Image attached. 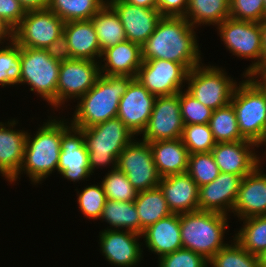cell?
Here are the masks:
<instances>
[{"mask_svg":"<svg viewBox=\"0 0 266 267\" xmlns=\"http://www.w3.org/2000/svg\"><path fill=\"white\" fill-rule=\"evenodd\" d=\"M159 187L172 213L198 210L199 187L187 172L160 178Z\"/></svg>","mask_w":266,"mask_h":267,"instance_id":"cell-23","label":"cell"},{"mask_svg":"<svg viewBox=\"0 0 266 267\" xmlns=\"http://www.w3.org/2000/svg\"><path fill=\"white\" fill-rule=\"evenodd\" d=\"M16 122L15 119L7 124L0 122V174L10 183L19 178L28 134L24 130L15 129Z\"/></svg>","mask_w":266,"mask_h":267,"instance_id":"cell-22","label":"cell"},{"mask_svg":"<svg viewBox=\"0 0 266 267\" xmlns=\"http://www.w3.org/2000/svg\"><path fill=\"white\" fill-rule=\"evenodd\" d=\"M142 238L146 248L159 258L183 248L179 214L172 213L149 226L143 231Z\"/></svg>","mask_w":266,"mask_h":267,"instance_id":"cell-25","label":"cell"},{"mask_svg":"<svg viewBox=\"0 0 266 267\" xmlns=\"http://www.w3.org/2000/svg\"><path fill=\"white\" fill-rule=\"evenodd\" d=\"M159 176L181 174L187 171L189 152L181 138L149 142Z\"/></svg>","mask_w":266,"mask_h":267,"instance_id":"cell-27","label":"cell"},{"mask_svg":"<svg viewBox=\"0 0 266 267\" xmlns=\"http://www.w3.org/2000/svg\"><path fill=\"white\" fill-rule=\"evenodd\" d=\"M84 144L88 151V164L91 174L95 167L117 168L119 154L135 138V135L119 119L113 118L103 123L81 128Z\"/></svg>","mask_w":266,"mask_h":267,"instance_id":"cell-5","label":"cell"},{"mask_svg":"<svg viewBox=\"0 0 266 267\" xmlns=\"http://www.w3.org/2000/svg\"><path fill=\"white\" fill-rule=\"evenodd\" d=\"M107 222L111 230H128L140 234V219L135 203L106 200L100 220Z\"/></svg>","mask_w":266,"mask_h":267,"instance_id":"cell-31","label":"cell"},{"mask_svg":"<svg viewBox=\"0 0 266 267\" xmlns=\"http://www.w3.org/2000/svg\"><path fill=\"white\" fill-rule=\"evenodd\" d=\"M242 220L244 225L233 238L250 254L259 256L266 250V215Z\"/></svg>","mask_w":266,"mask_h":267,"instance_id":"cell-34","label":"cell"},{"mask_svg":"<svg viewBox=\"0 0 266 267\" xmlns=\"http://www.w3.org/2000/svg\"><path fill=\"white\" fill-rule=\"evenodd\" d=\"M107 0H50L48 9L64 22L90 20Z\"/></svg>","mask_w":266,"mask_h":267,"instance_id":"cell-33","label":"cell"},{"mask_svg":"<svg viewBox=\"0 0 266 267\" xmlns=\"http://www.w3.org/2000/svg\"><path fill=\"white\" fill-rule=\"evenodd\" d=\"M24 10L35 11L48 9L50 0H18Z\"/></svg>","mask_w":266,"mask_h":267,"instance_id":"cell-48","label":"cell"},{"mask_svg":"<svg viewBox=\"0 0 266 267\" xmlns=\"http://www.w3.org/2000/svg\"><path fill=\"white\" fill-rule=\"evenodd\" d=\"M229 17L230 0H188L185 18L194 28L201 24L216 26Z\"/></svg>","mask_w":266,"mask_h":267,"instance_id":"cell-29","label":"cell"},{"mask_svg":"<svg viewBox=\"0 0 266 267\" xmlns=\"http://www.w3.org/2000/svg\"><path fill=\"white\" fill-rule=\"evenodd\" d=\"M179 217L183 248L209 261L227 244L223 240L229 225L227 215L197 210L179 214Z\"/></svg>","mask_w":266,"mask_h":267,"instance_id":"cell-4","label":"cell"},{"mask_svg":"<svg viewBox=\"0 0 266 267\" xmlns=\"http://www.w3.org/2000/svg\"><path fill=\"white\" fill-rule=\"evenodd\" d=\"M21 84L30 85V91L56 108V90L60 62L52 59L44 49L20 46Z\"/></svg>","mask_w":266,"mask_h":267,"instance_id":"cell-7","label":"cell"},{"mask_svg":"<svg viewBox=\"0 0 266 267\" xmlns=\"http://www.w3.org/2000/svg\"><path fill=\"white\" fill-rule=\"evenodd\" d=\"M101 51L127 40L115 10L106 3L92 18Z\"/></svg>","mask_w":266,"mask_h":267,"instance_id":"cell-30","label":"cell"},{"mask_svg":"<svg viewBox=\"0 0 266 267\" xmlns=\"http://www.w3.org/2000/svg\"><path fill=\"white\" fill-rule=\"evenodd\" d=\"M35 136L26 137L25 151L19 175L26 172L33 184L46 179L57 170L61 151L62 119L43 122Z\"/></svg>","mask_w":266,"mask_h":267,"instance_id":"cell-3","label":"cell"},{"mask_svg":"<svg viewBox=\"0 0 266 267\" xmlns=\"http://www.w3.org/2000/svg\"><path fill=\"white\" fill-rule=\"evenodd\" d=\"M254 146L258 147L250 140L216 143L211 153L220 172L232 173L244 178L261 163V156L256 155Z\"/></svg>","mask_w":266,"mask_h":267,"instance_id":"cell-19","label":"cell"},{"mask_svg":"<svg viewBox=\"0 0 266 267\" xmlns=\"http://www.w3.org/2000/svg\"><path fill=\"white\" fill-rule=\"evenodd\" d=\"M262 145H266V132H265V135H264L262 141L258 144V147H260ZM264 153L266 155V151Z\"/></svg>","mask_w":266,"mask_h":267,"instance_id":"cell-53","label":"cell"},{"mask_svg":"<svg viewBox=\"0 0 266 267\" xmlns=\"http://www.w3.org/2000/svg\"><path fill=\"white\" fill-rule=\"evenodd\" d=\"M247 77L266 95V64H261L252 70Z\"/></svg>","mask_w":266,"mask_h":267,"instance_id":"cell-47","label":"cell"},{"mask_svg":"<svg viewBox=\"0 0 266 267\" xmlns=\"http://www.w3.org/2000/svg\"><path fill=\"white\" fill-rule=\"evenodd\" d=\"M245 79L236 85L231 104L241 135L258 145L266 132V95L249 77L245 76Z\"/></svg>","mask_w":266,"mask_h":267,"instance_id":"cell-6","label":"cell"},{"mask_svg":"<svg viewBox=\"0 0 266 267\" xmlns=\"http://www.w3.org/2000/svg\"><path fill=\"white\" fill-rule=\"evenodd\" d=\"M99 236L100 251L111 265L135 267L143 258L142 244L138 242L142 235L128 230L107 228L100 231Z\"/></svg>","mask_w":266,"mask_h":267,"instance_id":"cell-17","label":"cell"},{"mask_svg":"<svg viewBox=\"0 0 266 267\" xmlns=\"http://www.w3.org/2000/svg\"><path fill=\"white\" fill-rule=\"evenodd\" d=\"M264 7H265V18H266V0H264Z\"/></svg>","mask_w":266,"mask_h":267,"instance_id":"cell-54","label":"cell"},{"mask_svg":"<svg viewBox=\"0 0 266 267\" xmlns=\"http://www.w3.org/2000/svg\"><path fill=\"white\" fill-rule=\"evenodd\" d=\"M242 177L220 172L219 176L199 187L198 210L228 215L232 213Z\"/></svg>","mask_w":266,"mask_h":267,"instance_id":"cell-20","label":"cell"},{"mask_svg":"<svg viewBox=\"0 0 266 267\" xmlns=\"http://www.w3.org/2000/svg\"><path fill=\"white\" fill-rule=\"evenodd\" d=\"M183 128L179 92L170 96H157L150 119L142 132V140L149 143L179 139Z\"/></svg>","mask_w":266,"mask_h":267,"instance_id":"cell-14","label":"cell"},{"mask_svg":"<svg viewBox=\"0 0 266 267\" xmlns=\"http://www.w3.org/2000/svg\"><path fill=\"white\" fill-rule=\"evenodd\" d=\"M60 147L58 172L62 177L78 182L92 175L88 164V151L84 144L82 130L71 125L63 118Z\"/></svg>","mask_w":266,"mask_h":267,"instance_id":"cell-15","label":"cell"},{"mask_svg":"<svg viewBox=\"0 0 266 267\" xmlns=\"http://www.w3.org/2000/svg\"><path fill=\"white\" fill-rule=\"evenodd\" d=\"M124 27L127 40L142 46L155 31L162 15L157 9L131 5L123 0H107Z\"/></svg>","mask_w":266,"mask_h":267,"instance_id":"cell-18","label":"cell"},{"mask_svg":"<svg viewBox=\"0 0 266 267\" xmlns=\"http://www.w3.org/2000/svg\"><path fill=\"white\" fill-rule=\"evenodd\" d=\"M262 32V64H266V18L260 23Z\"/></svg>","mask_w":266,"mask_h":267,"instance_id":"cell-51","label":"cell"},{"mask_svg":"<svg viewBox=\"0 0 266 267\" xmlns=\"http://www.w3.org/2000/svg\"><path fill=\"white\" fill-rule=\"evenodd\" d=\"M134 203L140 219V235L149 226L172 214L159 186L138 192Z\"/></svg>","mask_w":266,"mask_h":267,"instance_id":"cell-28","label":"cell"},{"mask_svg":"<svg viewBox=\"0 0 266 267\" xmlns=\"http://www.w3.org/2000/svg\"><path fill=\"white\" fill-rule=\"evenodd\" d=\"M65 22L49 9L27 11L14 28V41L21 47L45 49L63 34Z\"/></svg>","mask_w":266,"mask_h":267,"instance_id":"cell-10","label":"cell"},{"mask_svg":"<svg viewBox=\"0 0 266 267\" xmlns=\"http://www.w3.org/2000/svg\"><path fill=\"white\" fill-rule=\"evenodd\" d=\"M203 63L188 71L186 91L213 111L231 102L236 80L222 68ZM235 81V82H234Z\"/></svg>","mask_w":266,"mask_h":267,"instance_id":"cell-8","label":"cell"},{"mask_svg":"<svg viewBox=\"0 0 266 267\" xmlns=\"http://www.w3.org/2000/svg\"><path fill=\"white\" fill-rule=\"evenodd\" d=\"M212 267H259L258 256L250 254L234 238L209 261Z\"/></svg>","mask_w":266,"mask_h":267,"instance_id":"cell-35","label":"cell"},{"mask_svg":"<svg viewBox=\"0 0 266 267\" xmlns=\"http://www.w3.org/2000/svg\"><path fill=\"white\" fill-rule=\"evenodd\" d=\"M188 70L180 63L164 59L143 60L136 79L153 95L177 94L186 82Z\"/></svg>","mask_w":266,"mask_h":267,"instance_id":"cell-13","label":"cell"},{"mask_svg":"<svg viewBox=\"0 0 266 267\" xmlns=\"http://www.w3.org/2000/svg\"><path fill=\"white\" fill-rule=\"evenodd\" d=\"M260 165L241 180L232 210L241 220L251 216L266 215V174Z\"/></svg>","mask_w":266,"mask_h":267,"instance_id":"cell-21","label":"cell"},{"mask_svg":"<svg viewBox=\"0 0 266 267\" xmlns=\"http://www.w3.org/2000/svg\"><path fill=\"white\" fill-rule=\"evenodd\" d=\"M230 18L261 23L265 19L264 0H230Z\"/></svg>","mask_w":266,"mask_h":267,"instance_id":"cell-42","label":"cell"},{"mask_svg":"<svg viewBox=\"0 0 266 267\" xmlns=\"http://www.w3.org/2000/svg\"><path fill=\"white\" fill-rule=\"evenodd\" d=\"M131 5L157 9V0H123Z\"/></svg>","mask_w":266,"mask_h":267,"instance_id":"cell-50","label":"cell"},{"mask_svg":"<svg viewBox=\"0 0 266 267\" xmlns=\"http://www.w3.org/2000/svg\"><path fill=\"white\" fill-rule=\"evenodd\" d=\"M63 34L73 59L97 61L101 58L102 51L91 19L65 22Z\"/></svg>","mask_w":266,"mask_h":267,"instance_id":"cell-26","label":"cell"},{"mask_svg":"<svg viewBox=\"0 0 266 267\" xmlns=\"http://www.w3.org/2000/svg\"><path fill=\"white\" fill-rule=\"evenodd\" d=\"M101 59L104 61V65L100 64L102 75L131 76L133 78H136L143 62L141 46L129 40L103 50Z\"/></svg>","mask_w":266,"mask_h":267,"instance_id":"cell-24","label":"cell"},{"mask_svg":"<svg viewBox=\"0 0 266 267\" xmlns=\"http://www.w3.org/2000/svg\"><path fill=\"white\" fill-rule=\"evenodd\" d=\"M155 99L156 96L135 78L120 99L117 118L138 136L147 126Z\"/></svg>","mask_w":266,"mask_h":267,"instance_id":"cell-16","label":"cell"},{"mask_svg":"<svg viewBox=\"0 0 266 267\" xmlns=\"http://www.w3.org/2000/svg\"><path fill=\"white\" fill-rule=\"evenodd\" d=\"M179 101L184 125L209 123L212 109L199 102L186 90L179 92Z\"/></svg>","mask_w":266,"mask_h":267,"instance_id":"cell-41","label":"cell"},{"mask_svg":"<svg viewBox=\"0 0 266 267\" xmlns=\"http://www.w3.org/2000/svg\"><path fill=\"white\" fill-rule=\"evenodd\" d=\"M26 11L18 0H0V16L14 29L25 16Z\"/></svg>","mask_w":266,"mask_h":267,"instance_id":"cell-44","label":"cell"},{"mask_svg":"<svg viewBox=\"0 0 266 267\" xmlns=\"http://www.w3.org/2000/svg\"><path fill=\"white\" fill-rule=\"evenodd\" d=\"M136 141V142H135ZM117 168L124 172L137 192L159 186L150 144L143 140H132L119 154Z\"/></svg>","mask_w":266,"mask_h":267,"instance_id":"cell-11","label":"cell"},{"mask_svg":"<svg viewBox=\"0 0 266 267\" xmlns=\"http://www.w3.org/2000/svg\"><path fill=\"white\" fill-rule=\"evenodd\" d=\"M208 124L216 143L246 140L239 131L237 115L231 102L214 110Z\"/></svg>","mask_w":266,"mask_h":267,"instance_id":"cell-32","label":"cell"},{"mask_svg":"<svg viewBox=\"0 0 266 267\" xmlns=\"http://www.w3.org/2000/svg\"><path fill=\"white\" fill-rule=\"evenodd\" d=\"M188 0H157V10L162 16L185 17Z\"/></svg>","mask_w":266,"mask_h":267,"instance_id":"cell-46","label":"cell"},{"mask_svg":"<svg viewBox=\"0 0 266 267\" xmlns=\"http://www.w3.org/2000/svg\"><path fill=\"white\" fill-rule=\"evenodd\" d=\"M217 28L221 41L224 42V45L226 44L225 47L230 53L242 59H255L247 70L243 72L244 77L262 64L260 23L236 20L229 17L221 24H218Z\"/></svg>","mask_w":266,"mask_h":267,"instance_id":"cell-9","label":"cell"},{"mask_svg":"<svg viewBox=\"0 0 266 267\" xmlns=\"http://www.w3.org/2000/svg\"><path fill=\"white\" fill-rule=\"evenodd\" d=\"M0 49V86L18 85L21 78L20 46L13 40Z\"/></svg>","mask_w":266,"mask_h":267,"instance_id":"cell-36","label":"cell"},{"mask_svg":"<svg viewBox=\"0 0 266 267\" xmlns=\"http://www.w3.org/2000/svg\"><path fill=\"white\" fill-rule=\"evenodd\" d=\"M259 267H266V250L258 256Z\"/></svg>","mask_w":266,"mask_h":267,"instance_id":"cell-52","label":"cell"},{"mask_svg":"<svg viewBox=\"0 0 266 267\" xmlns=\"http://www.w3.org/2000/svg\"><path fill=\"white\" fill-rule=\"evenodd\" d=\"M9 42L14 40V29L9 23L0 16V44L2 45L5 40ZM4 42H3V41Z\"/></svg>","mask_w":266,"mask_h":267,"instance_id":"cell-49","label":"cell"},{"mask_svg":"<svg viewBox=\"0 0 266 267\" xmlns=\"http://www.w3.org/2000/svg\"><path fill=\"white\" fill-rule=\"evenodd\" d=\"M77 194L78 207L85 218L100 219L107 200L102 185L86 186L81 193L78 191Z\"/></svg>","mask_w":266,"mask_h":267,"instance_id":"cell-40","label":"cell"},{"mask_svg":"<svg viewBox=\"0 0 266 267\" xmlns=\"http://www.w3.org/2000/svg\"><path fill=\"white\" fill-rule=\"evenodd\" d=\"M44 50L52 59L60 63L73 59L64 34L51 42Z\"/></svg>","mask_w":266,"mask_h":267,"instance_id":"cell-45","label":"cell"},{"mask_svg":"<svg viewBox=\"0 0 266 267\" xmlns=\"http://www.w3.org/2000/svg\"><path fill=\"white\" fill-rule=\"evenodd\" d=\"M158 260V267H208V260L186 248L163 255Z\"/></svg>","mask_w":266,"mask_h":267,"instance_id":"cell-43","label":"cell"},{"mask_svg":"<svg viewBox=\"0 0 266 267\" xmlns=\"http://www.w3.org/2000/svg\"><path fill=\"white\" fill-rule=\"evenodd\" d=\"M103 179L101 185L107 200L132 202L136 199L138 192L118 168L108 171Z\"/></svg>","mask_w":266,"mask_h":267,"instance_id":"cell-37","label":"cell"},{"mask_svg":"<svg viewBox=\"0 0 266 267\" xmlns=\"http://www.w3.org/2000/svg\"><path fill=\"white\" fill-rule=\"evenodd\" d=\"M181 140L189 154L211 152L216 145L208 123L184 125Z\"/></svg>","mask_w":266,"mask_h":267,"instance_id":"cell-39","label":"cell"},{"mask_svg":"<svg viewBox=\"0 0 266 267\" xmlns=\"http://www.w3.org/2000/svg\"><path fill=\"white\" fill-rule=\"evenodd\" d=\"M134 79L101 74L94 86L78 99L70 124L81 129L117 118L120 99Z\"/></svg>","mask_w":266,"mask_h":267,"instance_id":"cell-2","label":"cell"},{"mask_svg":"<svg viewBox=\"0 0 266 267\" xmlns=\"http://www.w3.org/2000/svg\"><path fill=\"white\" fill-rule=\"evenodd\" d=\"M186 172L197 183L198 187L209 184L220 174L219 167L211 152L189 154Z\"/></svg>","mask_w":266,"mask_h":267,"instance_id":"cell-38","label":"cell"},{"mask_svg":"<svg viewBox=\"0 0 266 267\" xmlns=\"http://www.w3.org/2000/svg\"><path fill=\"white\" fill-rule=\"evenodd\" d=\"M194 29L185 17L162 16L141 46L142 60H169L182 64L188 71L201 65Z\"/></svg>","mask_w":266,"mask_h":267,"instance_id":"cell-1","label":"cell"},{"mask_svg":"<svg viewBox=\"0 0 266 267\" xmlns=\"http://www.w3.org/2000/svg\"><path fill=\"white\" fill-rule=\"evenodd\" d=\"M99 61L71 59L60 64L56 90L57 108L68 99L78 100L94 86L101 75Z\"/></svg>","mask_w":266,"mask_h":267,"instance_id":"cell-12","label":"cell"}]
</instances>
